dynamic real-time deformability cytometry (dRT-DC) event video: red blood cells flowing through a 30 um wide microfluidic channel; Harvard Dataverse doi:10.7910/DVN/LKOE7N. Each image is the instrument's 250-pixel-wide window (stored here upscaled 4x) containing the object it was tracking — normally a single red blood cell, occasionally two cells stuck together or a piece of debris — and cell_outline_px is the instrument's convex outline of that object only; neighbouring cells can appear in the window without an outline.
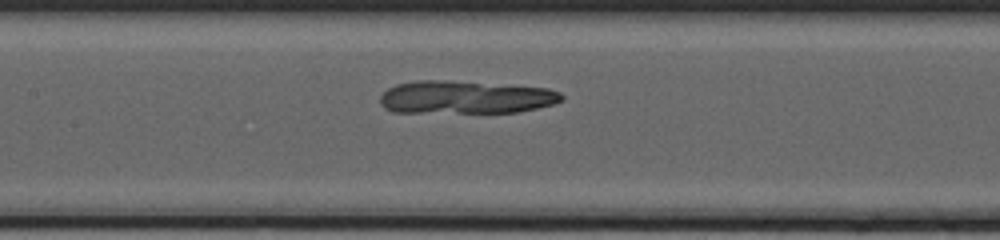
{"species": "common noctule bat (a hibernating species)", "species_latin": "Nyctalus noctula", "temperature_condition": "cold", "stored_images_in_passage": 40, "camera_frame_rate_fps": 3000, "um_per_image_px": 0.085, "animal": {"sex": "female", "body_mass_g": 20.0, "forearm_length_mm": 54.0}, "frame": {"image": 1, "passage_image": 16, "time_ms": 5.0, "image_size_px": [1000, 240], "cell_outline_px": [[564, 100], [552, 104], [520, 112], [392, 112], [384, 108], [380, 104], [380, 96], [388, 88], [396, 84], [416, 80], [444, 80], [548, 88], [560, 92], [564, 96]], "centroid_in_image_um": [39.54, 8.26], "position_along_channel_um": 167.9, "area_um2": 34.85}}
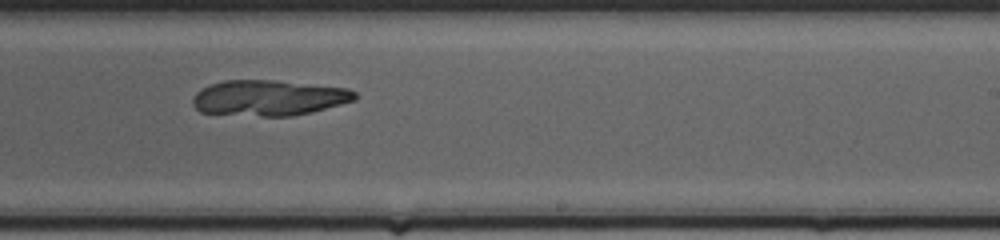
{"frame": {"image": 2, "passage_image": 23, "time_ms": 7.333, "image_size_px": [1000, 240], "cell_outline_px": [[356, 100], [312, 112], [292, 116], [260, 116], [200, 112], [192, 104], [192, 100], [196, 92], [212, 84], [224, 80], [276, 80], [348, 88], [356, 92]], "centroid_in_image_um": [22.87, 8.32], "position_along_channel_um": 266.1, "area_um2": 33.64}}
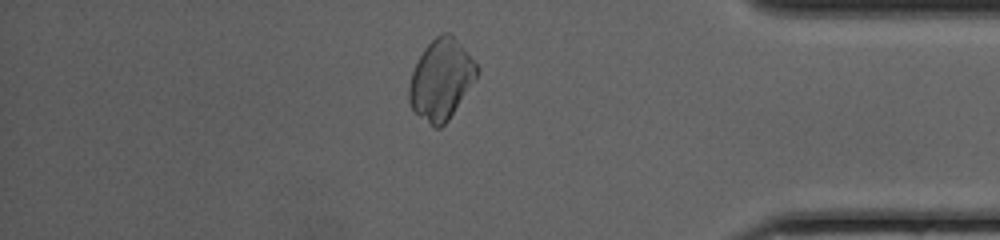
{"frame": {"image": 3, "passage_image": 34, "time_ms": 11.0, "image_size_px": [1000, 240], "cell_outline_px": [[480, 72], [448, 120], [440, 128], [432, 128], [412, 112], [408, 100], [408, 84], [412, 72], [424, 48], [440, 32], [452, 32], [476, 60], [480, 68]], "centroid_in_image_um": [37.5, 6.74], "position_along_channel_um": 397.7, "area_um2": 32.48}}